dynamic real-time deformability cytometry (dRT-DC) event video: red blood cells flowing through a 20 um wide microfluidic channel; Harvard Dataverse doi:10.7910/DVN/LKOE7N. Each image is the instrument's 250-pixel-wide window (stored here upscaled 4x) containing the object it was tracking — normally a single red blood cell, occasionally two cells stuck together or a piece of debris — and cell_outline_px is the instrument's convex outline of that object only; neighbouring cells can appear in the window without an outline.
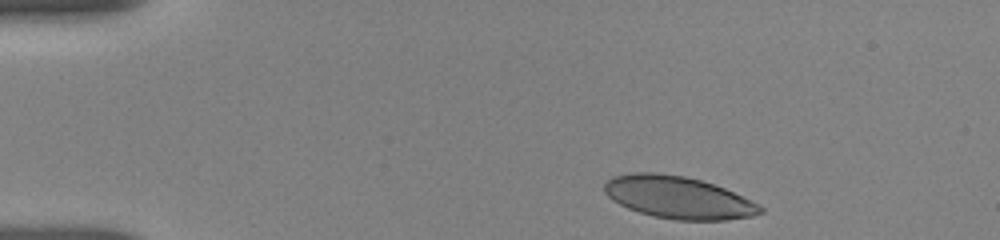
{"species": "human", "species_latin": "Homo sapiens", "temperature_condition": "room temperature", "stored_images_in_passage": 13, "camera_frame_rate_fps": 3000, "um_per_image_px": 0.085, "donor": {"sex": "female"}, "frame": {"image": 1, "passage_image": 1, "time_ms": 0.0, "image_size_px": [1000, 240], "cell_outline_px": [[764, 212], [752, 216], [724, 220], [676, 220], [652, 216], [628, 208], [612, 200], [604, 192], [604, 184], [612, 176], [628, 172], [656, 172], [684, 176], [700, 180], [724, 188], [752, 200], [764, 208]], "centroid_in_image_um": [57.63, 16.78], "position_along_channel_um": 27.4, "area_um2": 38.49}}
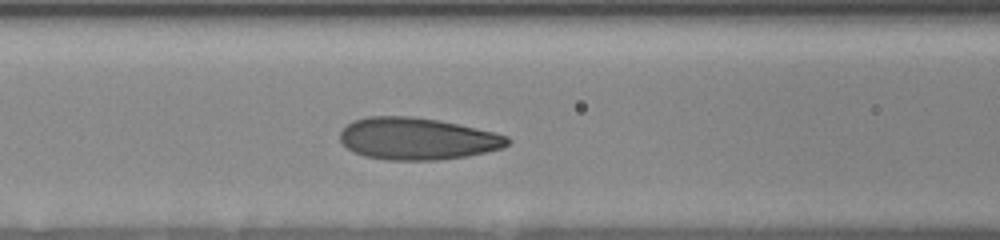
{"frame": {"image": 2, "passage_image": 8, "time_ms": 4.667, "image_size_px": [1000, 240], "cell_outline_px": [[512, 140], [504, 148], [468, 156], [436, 160], [384, 160], [364, 156], [348, 148], [340, 140], [340, 132], [352, 120], [368, 116], [412, 116], [436, 120], [496, 132], [508, 136]], "centroid_in_image_um": [35.49, 11.79], "position_along_channel_um": 131.1, "area_um2": 41.1}}
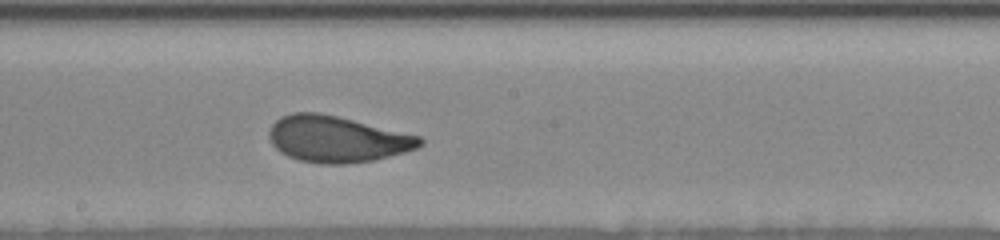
{"frame": {"image": 3, "passage_image": 13, "time_ms": 7.0, "image_size_px": [1000, 240], "cell_outline_px": [[424, 144], [416, 148], [404, 152], [372, 160], [344, 164], [320, 164], [300, 160], [288, 156], [280, 152], [272, 144], [268, 136], [268, 132], [272, 124], [280, 116], [292, 112], [320, 112], [420, 136], [424, 140]], "centroid_in_image_um": [28.61, 11.81], "position_along_channel_um": 219.6, "area_um2": 40.58}}